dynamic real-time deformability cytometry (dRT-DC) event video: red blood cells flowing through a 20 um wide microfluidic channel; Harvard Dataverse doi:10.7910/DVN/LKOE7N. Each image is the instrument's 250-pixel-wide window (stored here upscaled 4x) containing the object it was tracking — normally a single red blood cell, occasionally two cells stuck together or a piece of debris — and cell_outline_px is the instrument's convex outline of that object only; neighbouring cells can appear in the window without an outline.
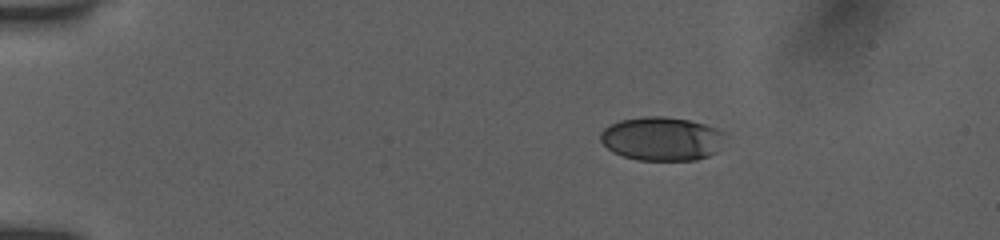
{"species": "human", "species_latin": "Homo sapiens", "temperature_condition": "room temperature", "stored_images_in_passage": 45, "camera_frame_rate_fps": 3000, "um_per_image_px": 0.085, "donor": {"sex": "female"}, "frame": {"image": 1, "passage_image": 1, "time_ms": 0.0, "image_size_px": [1000, 240], "cell_outline_px": [[728, 132], [716, 152], [708, 156], [696, 160], [636, 160], [612, 152], [600, 140], [600, 132], [604, 128], [620, 120], [644, 116], [664, 116], [688, 120], [704, 124]], "centroid_in_image_um": [56.26, 11.79], "position_along_channel_um": 28.7, "area_um2": 31.91}}
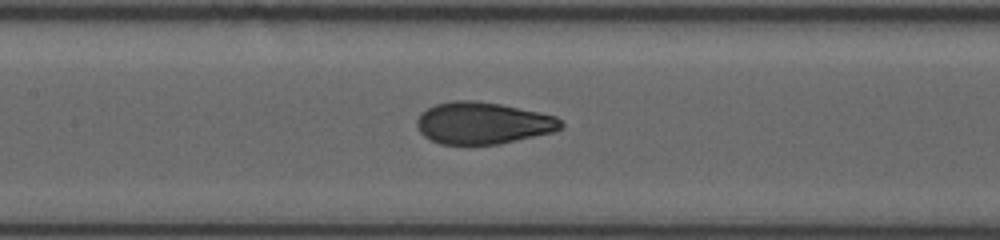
{"frame": {"image": 2, "passage_image": 18, "time_ms": 5.667, "image_size_px": [1000, 240], "cell_outline_px": [[564, 124], [560, 128], [552, 132], [500, 144], [440, 144], [424, 136], [420, 132], [416, 124], [416, 120], [420, 112], [436, 104], [452, 100], [472, 100], [500, 104], [556, 116]], "centroid_in_image_um": [41.01, 10.46], "position_along_channel_um": 166.4, "area_um2": 35.03}}
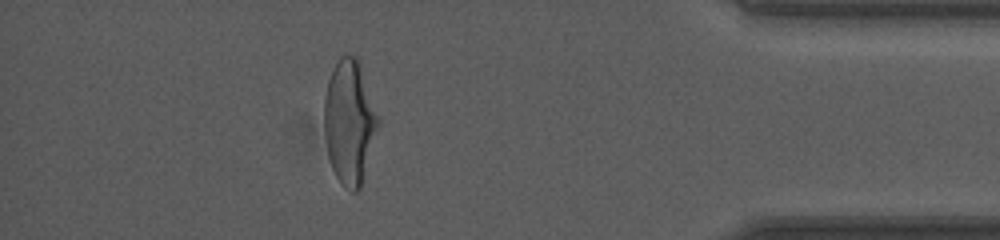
{"frame": {"image": 3, "passage_image": 39, "time_ms": 12.667, "image_size_px": [1000, 240], "cell_outline_px": [[380, 124], [360, 188], [356, 192], [352, 192], [344, 188], [340, 184], [332, 168], [328, 156], [324, 132], [324, 96], [328, 80], [332, 68], [340, 56], [356, 56], [360, 60], [380, 120]], "centroid_in_image_um": [29.71, 10.36], "position_along_channel_um": 405.5, "area_um2": 39.54}, "authors_computed_cell_mechanics": {"area_um2": 35.258, "velocity_mm_per_s": 3.9264, "shape_relaxation_time_tau1_ms": 3.694, "shape_relaxation_time_tau2_ms": null, "deformation_change_tau1": 0.1769, "deformation_change_tau2": null}}